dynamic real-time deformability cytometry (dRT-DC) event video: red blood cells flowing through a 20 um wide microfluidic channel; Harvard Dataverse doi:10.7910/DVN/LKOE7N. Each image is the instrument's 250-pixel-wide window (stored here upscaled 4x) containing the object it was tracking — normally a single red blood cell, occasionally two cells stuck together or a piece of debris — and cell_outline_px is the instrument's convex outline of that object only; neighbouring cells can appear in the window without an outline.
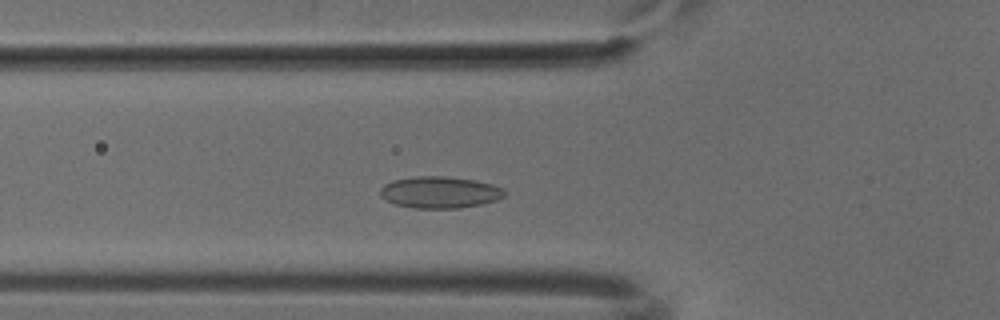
{"species": "common noctule bat (a hibernating species)", "species_latin": "Nyctalus noctula", "temperature_condition": "cold", "stored_images_in_passage": 36, "camera_frame_rate_fps": 3000, "um_per_image_px": 0.085, "animal": {"sex": "male", "body_mass_g": 18.8}, "frame": {"image": 1, "passage_image": 2, "time_ms": 0.333, "image_size_px": [1000, 320], "cell_outline_px": [[508, 192], [504, 196], [496, 200], [480, 204], [460, 208], [416, 208], [396, 204], [380, 196], [380, 188], [384, 184], [392, 180], [416, 176], [444, 176], [476, 180], [492, 184], [504, 188]], "centroid_in_image_um": [37.41, 16.33], "position_along_channel_um": 88.4, "area_um2": 23.0}}
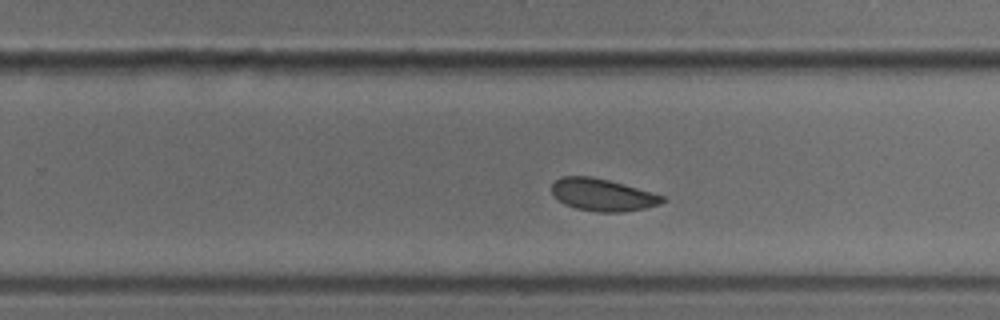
{"frame": {"image": 2, "passage_image": 17, "time_ms": 5.333, "image_size_px": [1000, 320], "cell_outline_px": [[664, 200], [660, 204], [644, 208], [620, 212], [596, 212], [576, 208], [564, 204], [552, 192], [552, 184], [560, 176], [592, 176], [624, 184], [652, 192], [664, 196]], "centroid_in_image_um": [51.21, 16.55], "position_along_channel_um": 278.6, "area_um2": 20.63}}
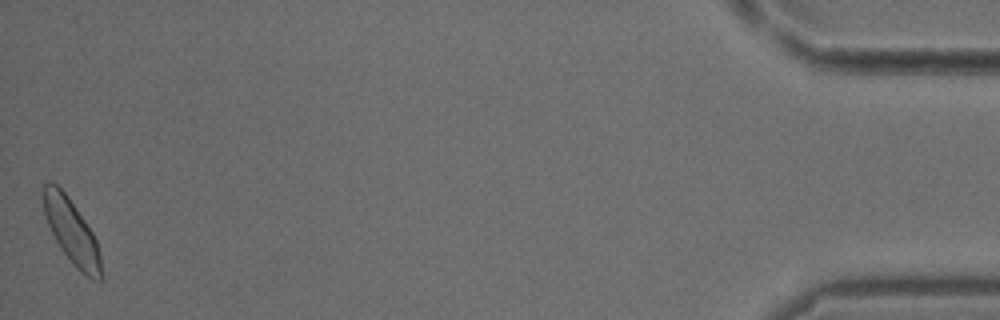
{"frame": {"image": 3, "passage_image": 36, "time_ms": 11.667, "image_size_px": [1000, 320], "cell_outline_px": [[104, 280], [92, 280], [80, 272], [72, 264], [60, 248], [48, 224], [44, 212], [44, 184], [56, 184], [68, 196], [92, 232], [96, 240], [100, 256], [104, 276]], "centroid_in_image_um": [6.14, 19.79], "position_along_channel_um": 429.1, "area_um2": 21.44}}